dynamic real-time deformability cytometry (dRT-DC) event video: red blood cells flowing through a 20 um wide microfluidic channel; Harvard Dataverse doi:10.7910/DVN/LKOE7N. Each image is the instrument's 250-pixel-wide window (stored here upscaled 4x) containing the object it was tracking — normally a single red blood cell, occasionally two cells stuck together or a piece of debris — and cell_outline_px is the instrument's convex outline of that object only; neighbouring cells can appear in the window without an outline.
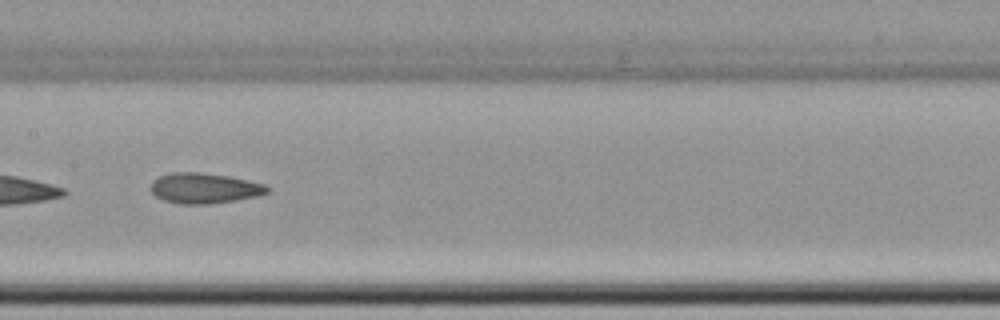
{"species": "common noctule bat (a hibernating species)", "species_latin": "Nyctalus noctula", "temperature_condition": "cold", "stored_images_in_passage": 12, "camera_frame_rate_fps": 3000, "um_per_image_px": 0.085, "animal": {"sex": "female", "body_mass_g": 22.7, "forearm_length_mm": 54.2}, "frame": {"image": 1, "passage_image": 6, "time_ms": 7.0, "image_size_px": [1000, 320], "cell_outline_px": [[268, 192], [256, 196], [236, 200], [208, 204], [180, 204], [164, 200], [156, 196], [148, 188], [152, 180], [160, 176], [172, 172], [200, 172], [228, 176], [248, 180], [264, 184], [268, 188]], "centroid_in_image_um": [17.31, 15.99], "position_along_channel_um": 190.1, "area_um2": 20.63}}
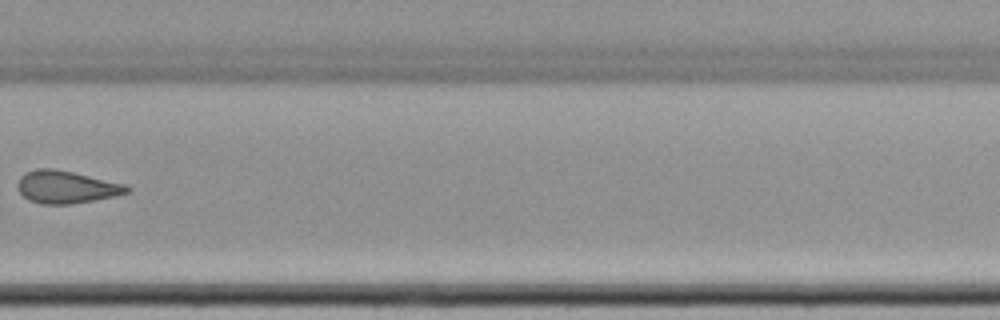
{"frame": {"image": 2, "passage_image": 9, "time_ms": 10.667, "image_size_px": [1000, 320], "cell_outline_px": [[132, 188], [128, 192], [112, 196], [72, 204], [40, 204], [28, 200], [16, 188], [16, 184], [20, 176], [24, 172], [40, 168], [52, 168], [72, 172], [124, 184]], "centroid_in_image_um": [5.56, 15.89], "position_along_channel_um": 324.2, "area_um2": 20.58}}
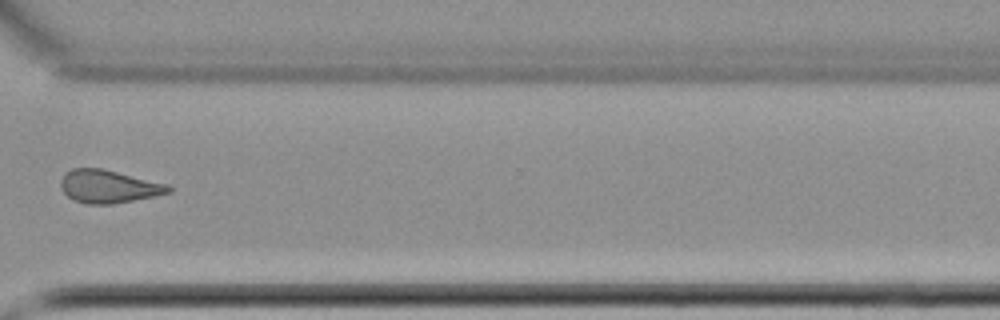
{"frame": {"image": 3, "passage_image": 10, "time_ms": 11.667, "image_size_px": [1000, 320], "cell_outline_px": [[172, 192], [112, 204], [88, 204], [76, 200], [68, 196], [60, 188], [60, 180], [64, 172], [72, 168], [104, 168], [168, 184], [172, 188]], "centroid_in_image_um": [9.21, 15.83], "position_along_channel_um": 361.4, "area_um2": 20.75}, "authors_computed_cell_mechanics": {"area_um2": 20.4034, "velocity_mm_per_s": 3.6637, "shape_relaxation_time_tau1_ms": 4.5635, "shape_relaxation_time_tau2_ms": 4.3555, "deformation_change_tau1": 0.117, "deformation_change_tau2": 0.1028}}